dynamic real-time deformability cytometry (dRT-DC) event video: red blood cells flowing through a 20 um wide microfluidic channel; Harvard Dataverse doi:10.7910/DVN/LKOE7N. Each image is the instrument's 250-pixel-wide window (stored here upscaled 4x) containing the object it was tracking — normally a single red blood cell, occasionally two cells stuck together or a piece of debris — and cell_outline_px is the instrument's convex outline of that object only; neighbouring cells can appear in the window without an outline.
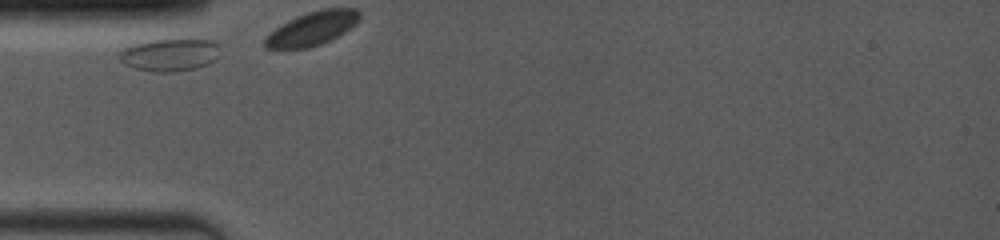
{"species": "common noctule bat (a hibernating species)", "species_latin": "Nyctalus noctula", "temperature_condition": "room temperature", "stored_images_in_passage": 8, "camera_frame_rate_fps": 4000, "um_per_image_px": 0.085, "animal": {"sex": "female", "body_mass_g": 19.0, "forearm_length_mm": 53.3}, "frame": {"image": 1, "passage_image": 1, "time_ms": 0.0, "image_size_px": [1000, 240], "cell_outline_px": [[216, 44], [212, 60], [208, 64], [196, 68], [168, 72], [156, 72], [136, 68], [124, 64], [120, 60], [120, 52], [124, 48], [132, 44], [148, 40], [184, 36], [212, 40]], "centroid_in_image_um": [14.37, 4.6], "position_along_channel_um": 70.6, "area_um2": 19.31}}
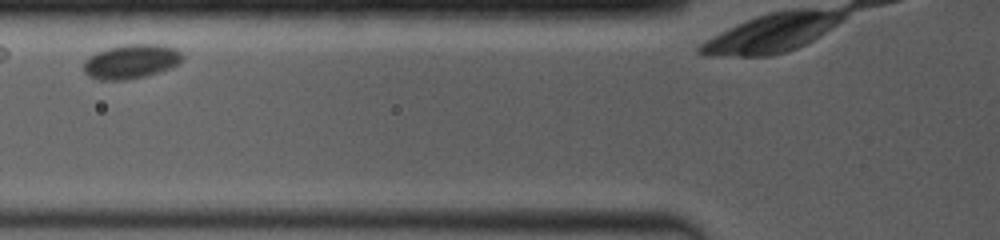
{"frame": {"image": 2, "passage_image": 5, "time_ms": 1.75, "image_size_px": [1000, 240], "cell_outline_px": [[180, 60], [172, 68], [144, 76], [124, 80], [100, 80], [88, 76], [84, 72], [84, 64], [96, 52], [108, 48], [124, 44], [160, 44], [176, 48], [180, 52]], "centroid_in_image_um": [11.14, 5.22], "position_along_channel_um": 114.7, "area_um2": 19.42}}